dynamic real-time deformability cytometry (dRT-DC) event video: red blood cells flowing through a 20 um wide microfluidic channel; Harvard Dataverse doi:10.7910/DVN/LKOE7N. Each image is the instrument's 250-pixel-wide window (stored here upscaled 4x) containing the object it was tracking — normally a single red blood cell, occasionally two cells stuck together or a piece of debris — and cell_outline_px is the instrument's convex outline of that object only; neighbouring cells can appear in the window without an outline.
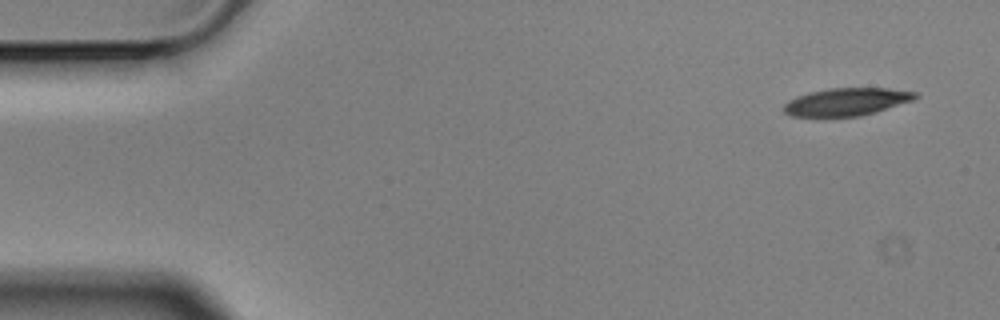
{"species": "Egyptian fruit bat (a non-hibernating species)", "species_latin": "Rousettus aegyptiacus", "temperature_condition": "cold", "stored_images_in_passage": 6, "camera_frame_rate_fps": 3000, "um_per_image_px": 0.085, "animal": {"sex": "male"}, "frame": {"image": 1, "passage_image": 1, "time_ms": 0.0, "image_size_px": [1000, 320], "cell_outline_px": [[920, 96], [912, 100], [860, 116], [792, 116], [784, 112], [784, 104], [788, 100], [796, 96], [812, 92], [832, 88], [888, 88], [916, 92]], "centroid_in_image_um": [71.95, 8.64], "position_along_channel_um": 13.1, "area_um2": 20.81}}
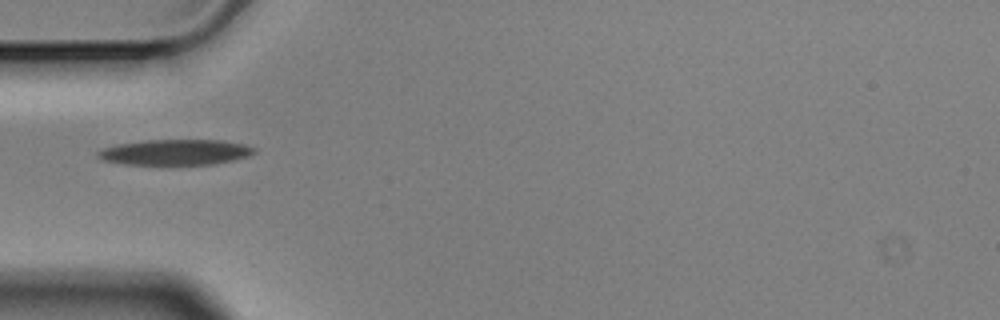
{"frame": {"image": 2, "passage_image": 5, "time_ms": 1.333, "image_size_px": [1000, 320], "cell_outline_px": [[256, 152], [248, 156], [232, 160], [212, 164], [172, 168], [124, 164], [104, 160], [96, 156], [96, 152], [104, 148], [116, 144], [144, 140], [224, 140], [244, 144], [256, 148]], "centroid_in_image_um": [14.88, 12.98], "position_along_channel_um": 70.1, "area_um2": 24.51}}
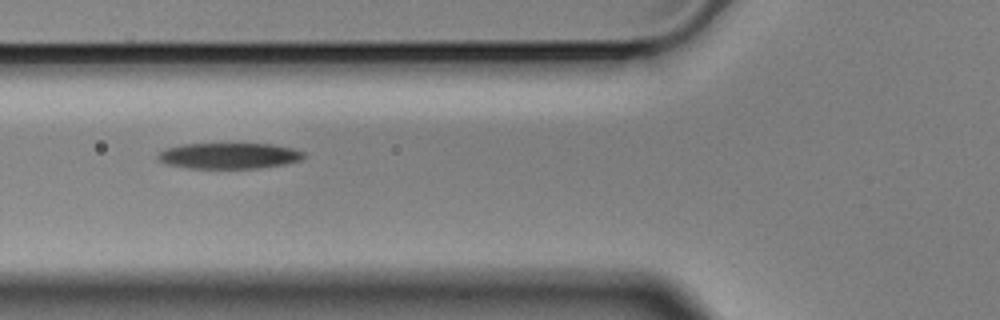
{"frame": {"image": 3, "passage_image": 6, "time_ms": 1.667, "image_size_px": [1000, 320], "cell_outline_px": [[304, 156], [300, 160], [284, 164], [256, 168], [188, 168], [168, 164], [160, 160], [156, 156], [160, 152], [168, 148], [184, 144], [272, 144], [292, 148], [304, 152]], "centroid_in_image_um": [19.48, 13.24], "position_along_channel_um": 106.3, "area_um2": 21.68}}